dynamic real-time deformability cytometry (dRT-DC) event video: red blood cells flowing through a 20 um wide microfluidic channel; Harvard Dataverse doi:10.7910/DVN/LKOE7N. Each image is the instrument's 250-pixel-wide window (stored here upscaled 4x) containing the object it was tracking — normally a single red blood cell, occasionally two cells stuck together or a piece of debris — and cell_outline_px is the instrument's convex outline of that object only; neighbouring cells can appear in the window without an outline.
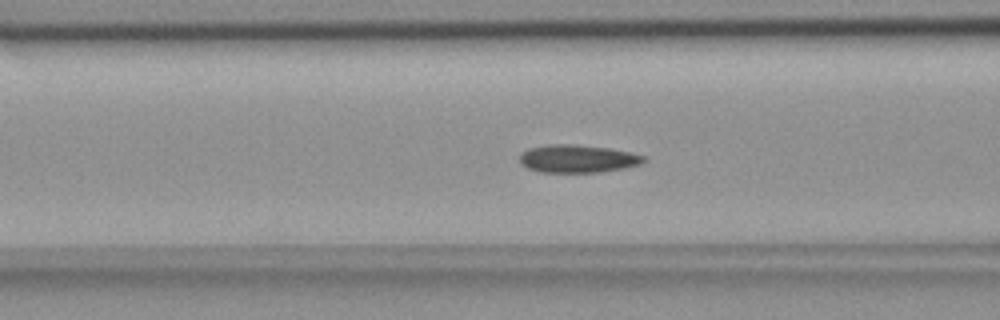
{"species": "common noctule bat (a hibernating species)", "species_latin": "Nyctalus noctula", "temperature_condition": "room temperature", "stored_images_in_passage": 56, "camera_frame_rate_fps": 3000, "um_per_image_px": 0.085, "animal": {"sex": "female", "body_mass_g": 18.4}, "frame": {"image": 1, "passage_image": 21, "time_ms": 6.667, "image_size_px": [1000, 320], "cell_outline_px": [[648, 160], [640, 164], [624, 168], [600, 172], [540, 172], [528, 168], [520, 164], [520, 152], [528, 148], [548, 144], [572, 144], [608, 148], [632, 152], [644, 156]], "centroid_in_image_um": [49.09, 13.48], "position_along_channel_um": 117.5, "area_um2": 20.29}}
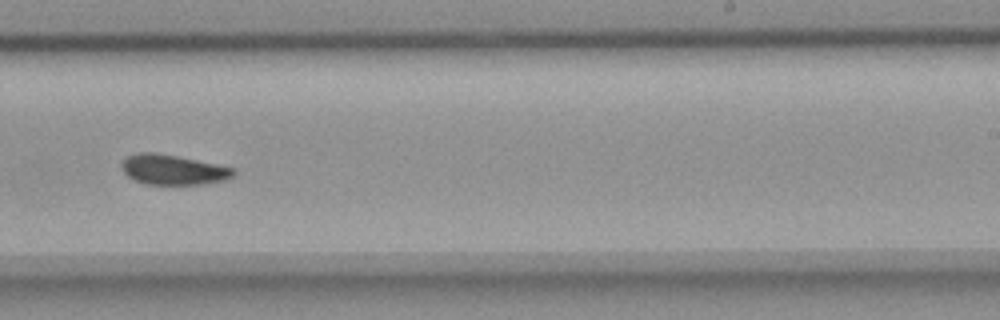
{"frame": {"image": 2, "passage_image": 34, "time_ms": 11.0, "image_size_px": [1000, 320], "cell_outline_px": [[236, 172], [232, 176], [224, 180], [200, 184], [144, 184], [128, 176], [120, 168], [120, 164], [128, 156], [136, 152], [156, 152], [236, 168]], "centroid_in_image_um": [14.68, 14.41], "position_along_channel_um": 274.3, "area_um2": 19.48}}
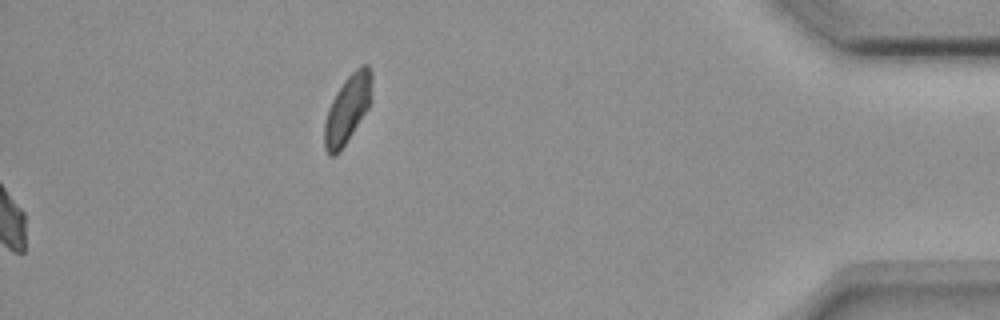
{"frame": {"image": 3, "passage_image": 56, "time_ms": 18.333, "image_size_px": [1000, 320], "cell_outline_px": [[372, 80], [368, 108], [340, 152], [336, 156], [328, 156], [324, 148], [324, 124], [328, 108], [336, 92], [344, 80], [360, 64], [368, 64], [372, 72]], "centroid_in_image_um": [29.51, 9.27], "position_along_channel_um": 405.7, "area_um2": 18.79}, "authors_computed_cell_mechanics": {"area_um2": 19.6231, "velocity_mm_per_s": 3.6338, "shape_relaxation_time_tau1_ms": 6.8279, "shape_relaxation_time_tau2_ms": 6.7527, "deformation_change_tau1": 0.1147, "deformation_change_tau2": 0.0814}}